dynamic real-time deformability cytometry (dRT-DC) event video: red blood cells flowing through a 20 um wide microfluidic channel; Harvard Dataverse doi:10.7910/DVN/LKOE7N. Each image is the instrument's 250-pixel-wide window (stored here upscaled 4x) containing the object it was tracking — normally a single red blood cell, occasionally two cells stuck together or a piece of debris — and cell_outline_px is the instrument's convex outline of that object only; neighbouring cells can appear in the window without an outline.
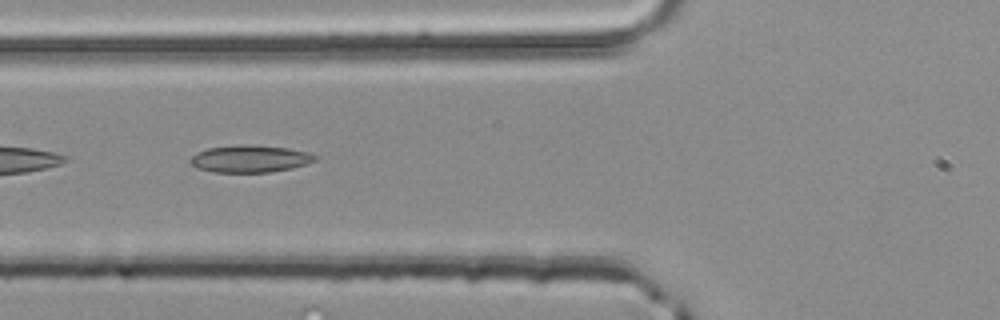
{"species": "common noctule bat (a hibernating species)", "species_latin": "Nyctalus noctula", "temperature_condition": "room temperature", "stored_images_in_passage": 38, "camera_frame_rate_fps": 3000, "um_per_image_px": 0.085, "animal": {"sex": "male", "body_mass_g": 20.4}, "frame": {"image": 1, "passage_image": 6, "time_ms": 1.667, "image_size_px": [1000, 320], "cell_outline_px": [[316, 160], [292, 168], [272, 172], [212, 172], [200, 168], [192, 164], [188, 160], [196, 152], [208, 148], [236, 144], [252, 144], [288, 148], [308, 152], [316, 156]], "centroid_in_image_um": [21.23, 13.48], "position_along_channel_um": 104.6, "area_um2": 19.83}}
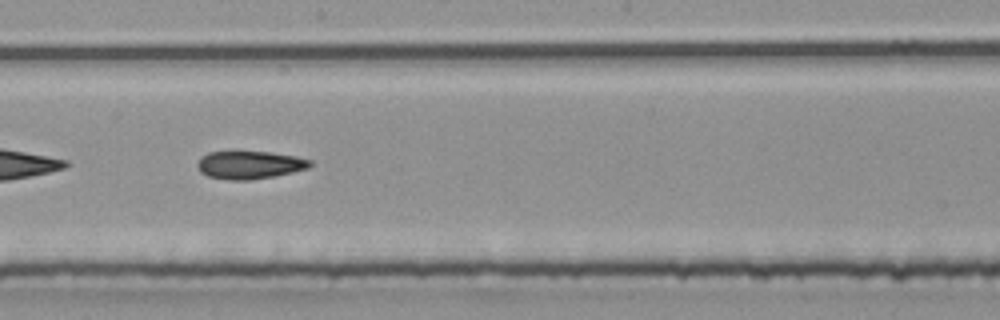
{"frame": {"image": 2, "passage_image": 15, "time_ms": 4.667, "image_size_px": [1000, 320], "cell_outline_px": [[312, 164], [308, 168], [292, 172], [272, 176], [248, 180], [228, 180], [208, 176], [200, 172], [196, 164], [200, 156], [208, 152], [268, 152], [296, 156], [312, 160]], "centroid_in_image_um": [21.19, 14.01], "position_along_channel_um": 227.0, "area_um2": 18.26}}
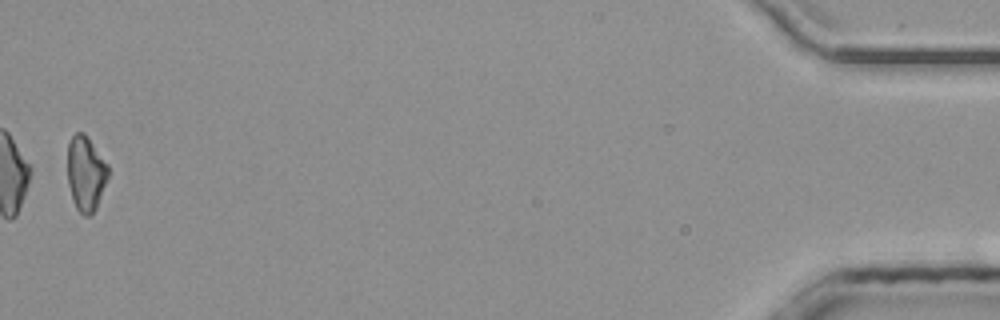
{"frame": {"image": 3, "passage_image": 37, "time_ms": 12.0, "image_size_px": [1000, 320], "cell_outline_px": [[108, 176], [96, 208], [88, 216], [84, 216], [76, 208], [72, 200], [68, 184], [68, 144], [72, 136], [76, 132], [84, 132], [108, 164]], "centroid_in_image_um": [7.28, 14.73], "position_along_channel_um": 427.9, "area_um2": 17.63}}